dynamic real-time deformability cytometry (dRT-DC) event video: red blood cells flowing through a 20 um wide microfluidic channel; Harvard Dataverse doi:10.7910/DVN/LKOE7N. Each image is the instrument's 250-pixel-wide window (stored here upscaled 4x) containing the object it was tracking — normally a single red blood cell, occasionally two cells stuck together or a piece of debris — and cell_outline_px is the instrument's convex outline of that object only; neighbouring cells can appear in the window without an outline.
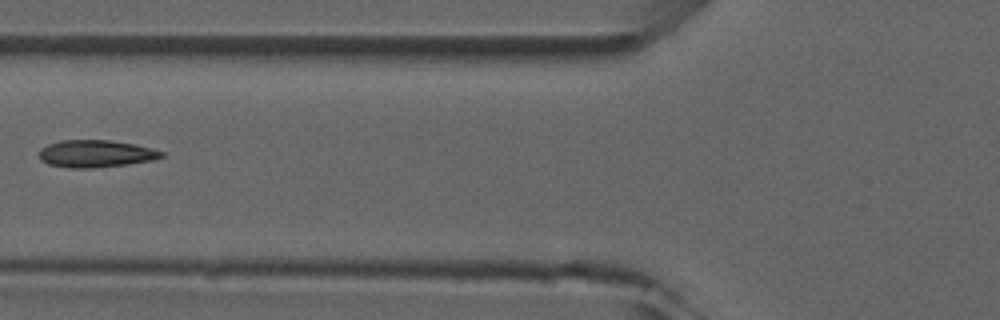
{"species": "common noctule bat (a hibernating species)", "species_latin": "Nyctalus noctula", "temperature_condition": "room temperature", "stored_images_in_passage": 4, "camera_frame_rate_fps": 3000, "um_per_image_px": 0.085, "animal": {"sex": "male", "forearm_length_mm": 52.5}, "frame": {"image": 1, "passage_image": 4, "time_ms": 4.333, "image_size_px": [1000, 320], "cell_outline_px": [[168, 156], [152, 160], [128, 164], [92, 168], [68, 168], [48, 164], [40, 160], [36, 152], [40, 148], [48, 144], [60, 140], [112, 140], [136, 144], [152, 148], [164, 152]], "centroid_in_image_um": [8.13, 13.06], "position_along_channel_um": 117.7, "area_um2": 19.88}}